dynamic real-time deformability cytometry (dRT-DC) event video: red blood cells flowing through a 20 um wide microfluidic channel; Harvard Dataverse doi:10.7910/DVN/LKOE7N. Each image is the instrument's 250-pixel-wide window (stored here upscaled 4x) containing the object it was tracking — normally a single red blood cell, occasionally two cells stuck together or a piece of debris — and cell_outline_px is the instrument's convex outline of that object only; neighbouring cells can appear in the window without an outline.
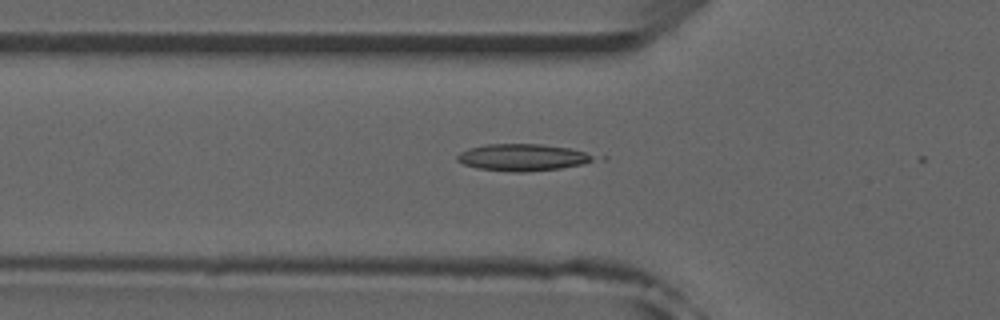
{"species": "common noctule bat (a hibernating species)", "species_latin": "Nyctalus noctula", "temperature_condition": "room temperature", "stored_images_in_passage": 19, "camera_frame_rate_fps": 3000, "um_per_image_px": 0.085, "animal": {"sex": "male", "forearm_length_mm": 52.5}, "frame": {"image": 1, "passage_image": 18, "time_ms": 5.667, "image_size_px": [1000, 320], "cell_outline_px": [[592, 160], [580, 164], [560, 168], [524, 172], [512, 172], [476, 168], [464, 164], [456, 160], [456, 156], [460, 152], [468, 148], [488, 144], [540, 144], [568, 148], [584, 152], [592, 156]], "centroid_in_image_um": [44.31, 13.38], "position_along_channel_um": 81.5, "area_um2": 21.04}}